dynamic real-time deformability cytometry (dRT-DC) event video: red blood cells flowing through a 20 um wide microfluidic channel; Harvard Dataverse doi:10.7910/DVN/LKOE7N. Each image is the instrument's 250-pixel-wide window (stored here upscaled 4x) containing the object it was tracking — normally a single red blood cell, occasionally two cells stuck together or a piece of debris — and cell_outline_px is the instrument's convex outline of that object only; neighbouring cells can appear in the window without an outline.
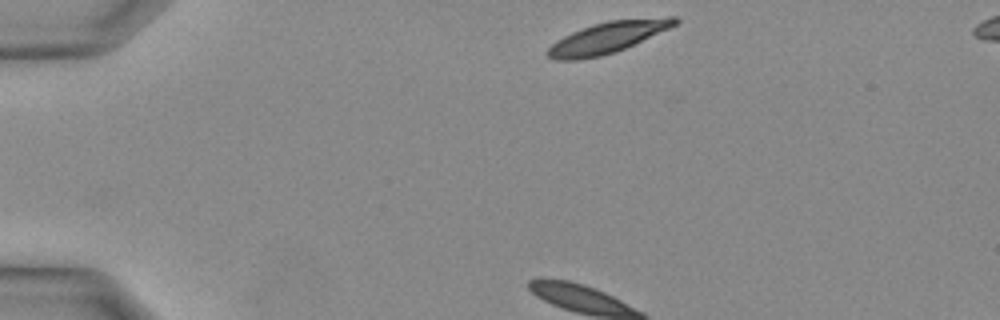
{"species": "Egyptian fruit bat (a non-hibernating species)", "species_latin": "Rousettus aegyptiacus", "temperature_condition": "warm", "stored_images_in_passage": 28, "camera_frame_rate_fps": 3000, "um_per_image_px": 0.085, "animal": {"sex": "female"}, "frame": {"image": 1, "passage_image": 1, "time_ms": 0.0, "image_size_px": [1000, 320], "cell_outline_px": [[680, 20], [676, 24], [668, 28], [616, 52], [600, 56], [580, 60], [556, 60], [548, 56], [544, 52], [556, 40], [572, 32], [592, 24], [608, 20], [668, 16], [676, 16]], "centroid_in_image_um": [51.62, 3.18], "position_along_channel_um": 33.4, "area_um2": 23.12}}